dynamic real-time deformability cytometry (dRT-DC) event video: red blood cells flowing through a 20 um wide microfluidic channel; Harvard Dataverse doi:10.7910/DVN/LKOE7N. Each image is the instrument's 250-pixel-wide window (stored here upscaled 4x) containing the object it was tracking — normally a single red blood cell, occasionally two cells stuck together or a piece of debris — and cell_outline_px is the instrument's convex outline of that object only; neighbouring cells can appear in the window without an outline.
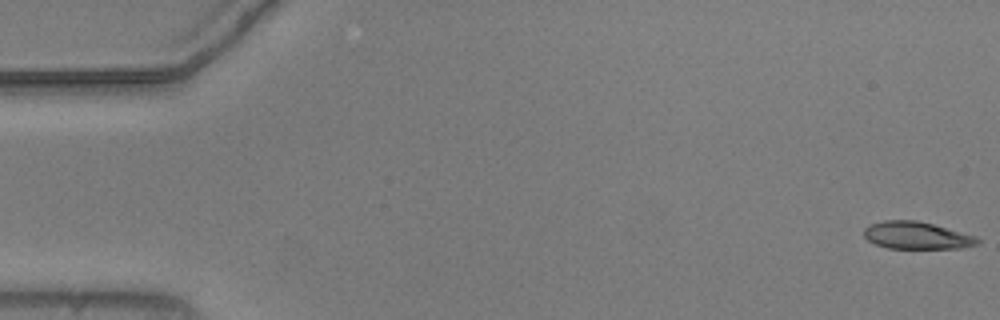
{"species": "common noctule bat (a hibernating species)", "species_latin": "Nyctalus noctula", "temperature_condition": "warm", "stored_images_in_passage": 3, "camera_frame_rate_fps": 3000, "um_per_image_px": 0.085, "animal": {"sex": "male", "body_mass_g": 20.5, "forearm_length_mm": 52.5}, "frame": {"image": 1, "passage_image": 1, "time_ms": 0.0, "image_size_px": [1000, 320], "cell_outline_px": [[980, 244], [960, 248], [888, 248], [876, 244], [868, 240], [864, 236], [864, 228], [872, 224], [884, 220], [916, 220], [932, 224], [976, 236], [980, 240]], "centroid_in_image_um": [77.93, 20.01], "position_along_channel_um": 7.1, "area_um2": 17.92}}